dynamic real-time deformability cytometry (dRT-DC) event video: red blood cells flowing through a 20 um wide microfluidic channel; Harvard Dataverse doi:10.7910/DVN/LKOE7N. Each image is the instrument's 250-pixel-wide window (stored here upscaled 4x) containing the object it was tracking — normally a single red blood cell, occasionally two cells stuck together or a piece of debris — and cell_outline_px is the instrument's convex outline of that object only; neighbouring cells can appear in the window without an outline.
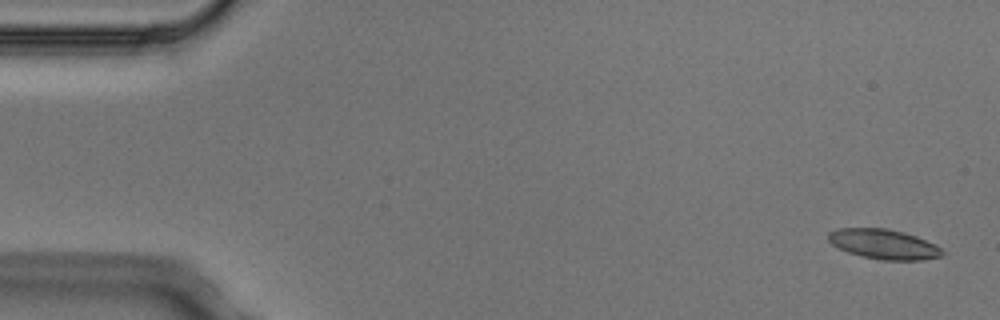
{"species": "Egyptian fruit bat (a non-hibernating species)", "species_latin": "Rousettus aegyptiacus", "temperature_condition": "cold", "stored_images_in_passage": 4, "camera_frame_rate_fps": 3000, "um_per_image_px": 0.085, "animal": {"sex": "male"}, "frame": {"image": 1, "passage_image": 1, "time_ms": 0.0, "image_size_px": [1000, 320], "cell_outline_px": [[944, 252], [940, 256], [924, 260], [884, 260], [860, 256], [848, 252], [832, 244], [828, 240], [828, 232], [836, 228], [884, 228], [904, 232], [916, 236], [936, 244]], "centroid_in_image_um": [75.11, 20.75], "position_along_channel_um": 9.9, "area_um2": 19.83}}